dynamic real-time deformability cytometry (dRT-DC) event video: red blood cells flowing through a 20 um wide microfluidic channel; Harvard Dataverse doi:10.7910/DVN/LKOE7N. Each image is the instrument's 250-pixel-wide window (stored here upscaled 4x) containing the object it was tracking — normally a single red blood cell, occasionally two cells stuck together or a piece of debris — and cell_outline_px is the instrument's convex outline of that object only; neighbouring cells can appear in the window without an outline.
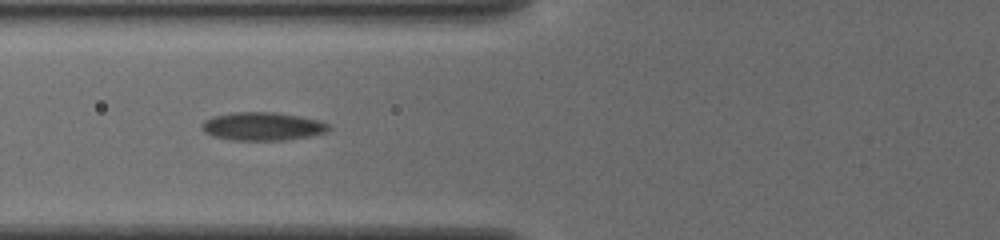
{"species": "common noctule bat (a hibernating species)", "species_latin": "Nyctalus noctula", "temperature_condition": "cold", "stored_images_in_passage": 20, "camera_frame_rate_fps": 3000, "um_per_image_px": 0.085, "animal": {"sex": "female", "body_mass_g": 19.5, "forearm_length_mm": 54.1}, "frame": {"image": 1, "passage_image": 5, "time_ms": 1.333, "image_size_px": [1000, 240], "cell_outline_px": [[332, 128], [324, 132], [308, 136], [288, 140], [232, 140], [212, 136], [204, 132], [204, 120], [212, 116], [236, 112], [272, 112], [296, 116], [316, 120], [328, 124]], "centroid_in_image_um": [22.29, 10.75], "position_along_channel_um": 103.5, "area_um2": 20.52}}
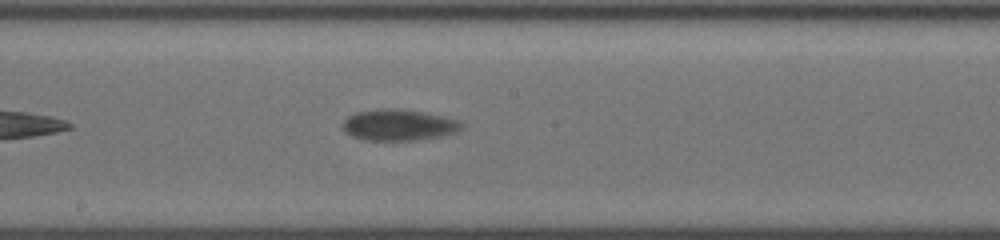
{"frame": {"image": 2, "passage_image": 13, "time_ms": 4.0, "image_size_px": [1000, 240], "cell_outline_px": [[460, 124], [452, 132], [440, 136], [412, 140], [368, 140], [352, 136], [344, 128], [344, 120], [348, 116], [356, 112], [388, 108], [420, 112], [440, 116], [456, 120]], "centroid_in_image_um": [33.79, 10.62], "position_along_channel_um": 214.4, "area_um2": 20.52}}
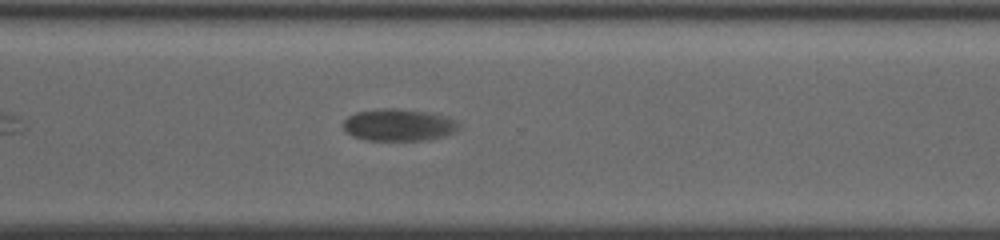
{"frame": {"image": 3, "passage_image": 20, "time_ms": 6.333, "image_size_px": [1000, 240], "cell_outline_px": [[456, 128], [452, 132], [440, 136], [420, 140], [368, 140], [352, 136], [344, 128], [344, 120], [348, 116], [356, 112], [384, 108], [392, 108], [432, 112], [452, 120], [456, 124]], "centroid_in_image_um": [33.79, 10.61], "position_along_channel_um": 336.8, "area_um2": 20.92}}